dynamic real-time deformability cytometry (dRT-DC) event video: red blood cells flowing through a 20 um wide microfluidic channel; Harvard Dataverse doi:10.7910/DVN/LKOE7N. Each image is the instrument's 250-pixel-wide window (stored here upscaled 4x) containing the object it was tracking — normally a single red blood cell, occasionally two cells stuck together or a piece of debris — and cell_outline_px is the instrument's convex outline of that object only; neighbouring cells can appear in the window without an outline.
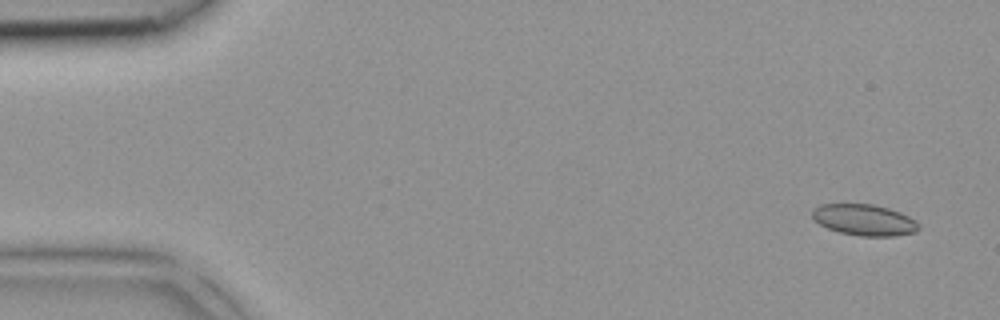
{"species": "common noctule bat (a hibernating species)", "species_latin": "Nyctalus noctula", "temperature_condition": "room temperature", "stored_images_in_passage": 5, "camera_frame_rate_fps": 3000, "um_per_image_px": 0.085, "animal": {"sex": "female", "body_mass_g": 18.4}, "frame": {"image": 1, "passage_image": 1, "time_ms": 0.0, "image_size_px": [1000, 320], "cell_outline_px": [[920, 228], [916, 232], [896, 236], [860, 236], [840, 232], [828, 228], [812, 220], [812, 208], [820, 204], [872, 204], [888, 208], [900, 212], [916, 220]], "centroid_in_image_um": [73.45, 18.69], "position_along_channel_um": 11.5, "area_um2": 19.48}}